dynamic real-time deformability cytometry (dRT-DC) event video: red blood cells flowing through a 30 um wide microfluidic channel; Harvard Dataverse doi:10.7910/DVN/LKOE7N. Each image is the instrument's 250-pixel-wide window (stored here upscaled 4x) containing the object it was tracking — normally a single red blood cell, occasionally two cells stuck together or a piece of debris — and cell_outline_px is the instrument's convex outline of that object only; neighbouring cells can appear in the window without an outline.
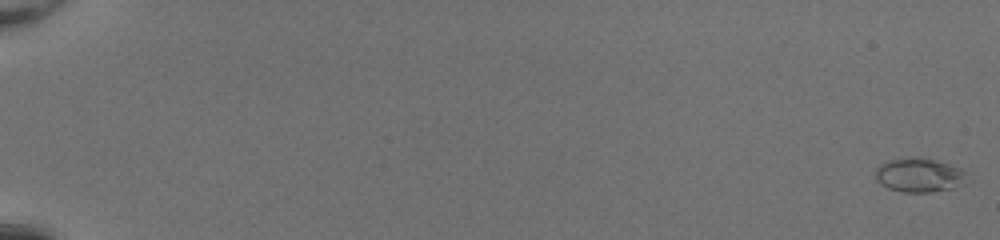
{"species": "common noctule bat (a hibernating species)", "species_latin": "Nyctalus noctula", "temperature_condition": "room temperature", "stored_images_in_passage": 53, "camera_frame_rate_fps": 3000, "um_per_image_px": 0.085, "animal": {"sex": "female", "body_mass_g": 20.0, "forearm_length_mm": 54.0}, "frame": {"image": 1, "passage_image": 1, "time_ms": 0.0, "image_size_px": [1000, 240], "cell_outline_px": [[964, 184], [952, 188], [932, 192], [904, 192], [888, 188], [880, 184], [876, 180], [876, 168], [880, 164], [888, 160], [912, 156], [932, 160], [948, 164], [960, 168], [964, 172]], "centroid_in_image_um": [78.08, 14.89], "position_along_channel_um": 6.9, "area_um2": 17.98}}
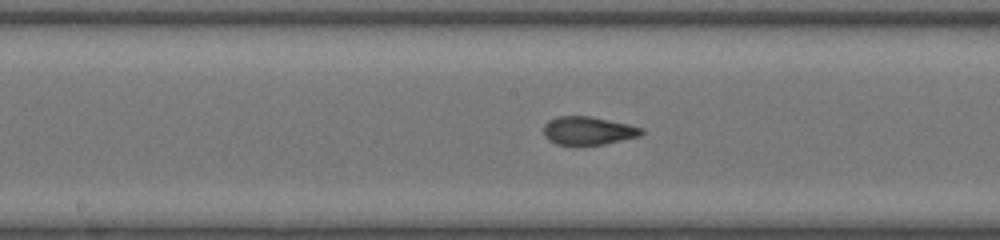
{"frame": {"image": 2, "passage_image": 31, "time_ms": 10.0, "image_size_px": [1000, 240], "cell_outline_px": [[644, 132], [640, 136], [604, 144], [556, 144], [548, 140], [544, 136], [544, 124], [548, 120], [556, 116], [588, 116], [628, 124], [644, 128]], "centroid_in_image_um": [49.98, 11.1], "position_along_channel_um": 198.2, "area_um2": 16.01}}
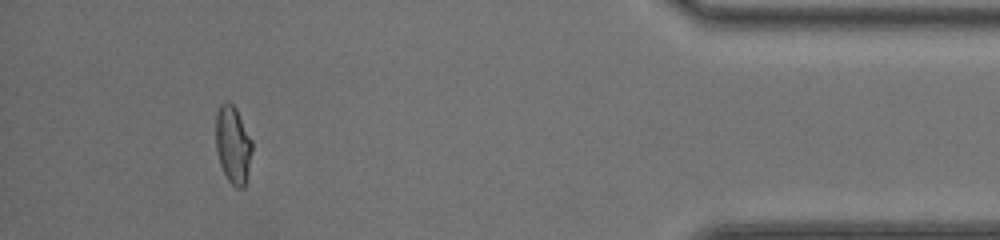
{"frame": {"image": 3, "passage_image": 50, "time_ms": 16.333, "image_size_px": [1000, 240], "cell_outline_px": [[252, 152], [248, 172], [244, 188], [236, 188], [228, 180], [220, 164], [216, 148], [216, 112], [220, 104], [224, 100], [228, 100], [236, 108], [252, 140]], "centroid_in_image_um": [19.8, 12.27], "position_along_channel_um": 415.4, "area_um2": 16.53}, "authors_computed_cell_mechanics": {"area_um2": 16.3574, "velocity_mm_per_s": 4.1698, "shape_relaxation_time_tau1_ms": 7.198, "shape_relaxation_time_tau2_ms": null, "deformation_change_tau1": 0.2828, "deformation_change_tau2": null}}